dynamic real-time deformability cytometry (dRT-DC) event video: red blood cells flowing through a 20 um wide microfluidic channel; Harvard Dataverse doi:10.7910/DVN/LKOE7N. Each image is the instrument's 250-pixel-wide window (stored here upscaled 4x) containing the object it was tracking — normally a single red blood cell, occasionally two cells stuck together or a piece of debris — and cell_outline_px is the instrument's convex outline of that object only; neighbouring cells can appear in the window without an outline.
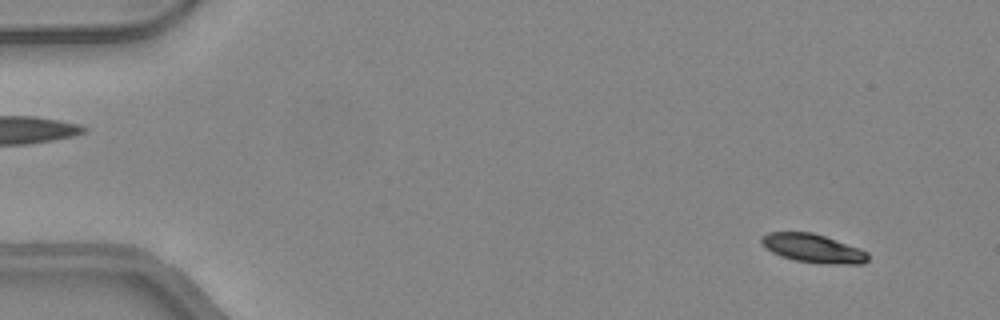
{"species": "common noctule bat (a hibernating species)", "species_latin": "Nyctalus noctula", "temperature_condition": "warm", "stored_images_in_passage": 49, "camera_frame_rate_fps": 3000, "um_per_image_px": 0.085, "animal": {"sex": "female", "body_mass_g": 24.6, "forearm_length_mm": 56.2}, "frame": {"image": 1, "passage_image": 4, "time_ms": 1.0, "image_size_px": [1000, 320], "cell_outline_px": [[868, 260], [864, 264], [824, 264], [796, 260], [780, 256], [764, 248], [760, 240], [760, 236], [768, 232], [812, 232], [860, 248], [868, 252]], "centroid_in_image_um": [69.09, 21.11], "position_along_channel_um": 15.9, "area_um2": 17.92}}
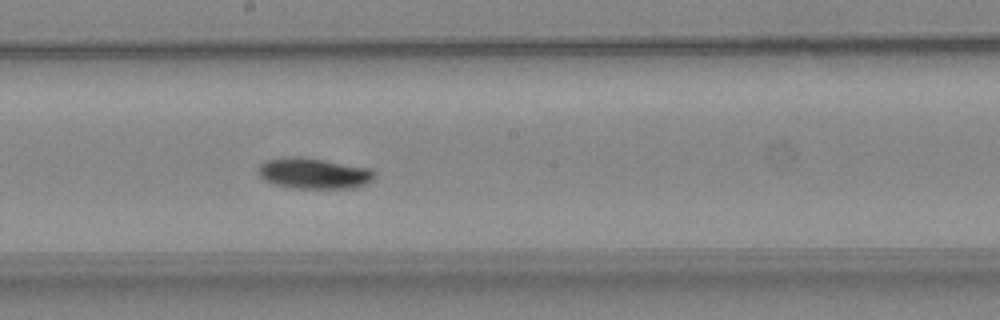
{"frame": {"image": 2, "passage_image": 27, "time_ms": 8.667, "image_size_px": [1000, 320], "cell_outline_px": [[376, 176], [368, 184], [356, 188], [292, 188], [272, 184], [264, 180], [256, 172], [256, 168], [264, 160], [296, 156], [324, 160], [372, 168], [376, 172]], "centroid_in_image_um": [26.68, 14.74], "position_along_channel_um": 221.5, "area_um2": 21.27}}
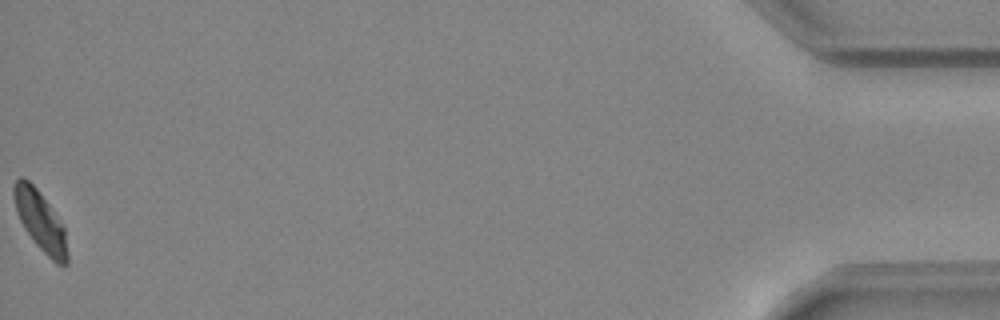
{"frame": {"image": 3, "passage_image": 49, "time_ms": 16.0, "image_size_px": [1000, 320], "cell_outline_px": [[68, 264], [56, 264], [32, 240], [24, 228], [16, 212], [12, 196], [12, 188], [16, 180], [20, 176], [24, 176], [36, 188], [48, 204], [64, 228], [68, 252]], "centroid_in_image_um": [3.39, 18.77], "position_along_channel_um": 431.8, "area_um2": 18.5}, "authors_computed_cell_mechanics": {"area_um2": 19.4208, "velocity_mm_per_s": 4.2422, "shape_relaxation_time_tau1_ms": 5.2454, "shape_relaxation_time_tau2_ms": null, "deformation_change_tau1": 0.1476, "deformation_change_tau2": null}}